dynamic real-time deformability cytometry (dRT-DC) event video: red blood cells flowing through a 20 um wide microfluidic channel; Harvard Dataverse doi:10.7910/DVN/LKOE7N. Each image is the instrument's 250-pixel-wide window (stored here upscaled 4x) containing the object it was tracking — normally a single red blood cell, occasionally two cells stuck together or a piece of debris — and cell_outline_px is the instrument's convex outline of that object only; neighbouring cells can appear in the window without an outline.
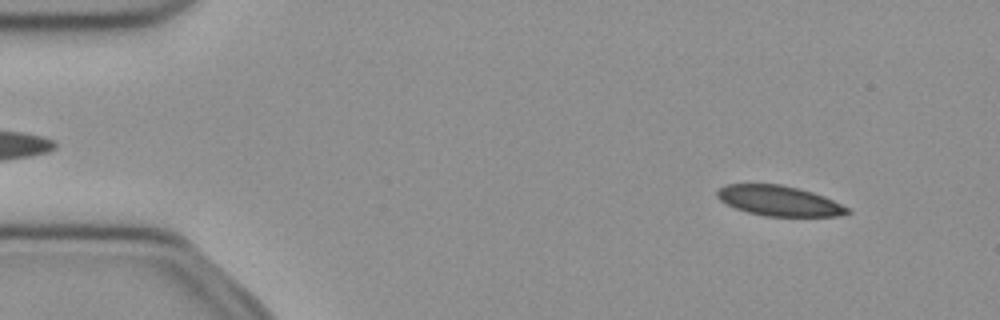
{"species": "common noctule bat (a hibernating species)", "species_latin": "Nyctalus noctula", "temperature_condition": "cold", "stored_images_in_passage": 51, "camera_frame_rate_fps": 3000, "um_per_image_px": 0.085, "animal": {"sex": "female", "body_mass_g": 21.9}, "frame": {"image": 1, "passage_image": 5, "time_ms": 1.333, "image_size_px": [1000, 320], "cell_outline_px": [[852, 212], [840, 216], [764, 216], [748, 212], [736, 208], [720, 200], [716, 196], [716, 192], [720, 188], [728, 184], [780, 184], [800, 188], [824, 196], [848, 208]], "centroid_in_image_um": [66.23, 17.07], "position_along_channel_um": 18.8, "area_um2": 22.77}}
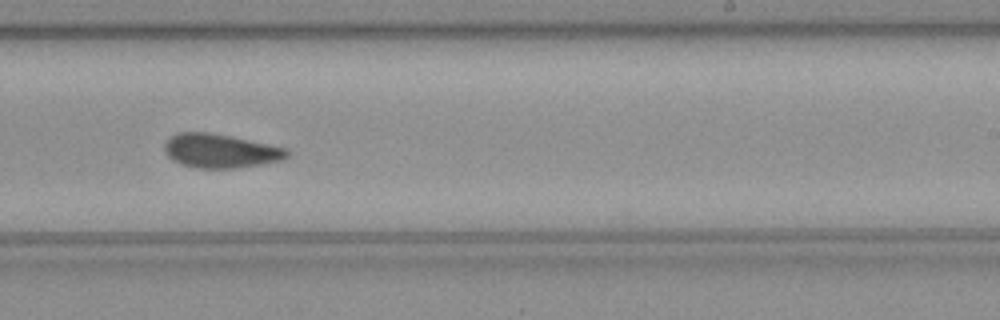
{"frame": {"image": 2, "passage_image": 31, "time_ms": 10.0, "image_size_px": [1000, 320], "cell_outline_px": [[292, 152], [284, 160], [236, 168], [196, 168], [180, 164], [172, 160], [164, 152], [164, 144], [172, 136], [180, 132], [208, 132], [288, 148]], "centroid_in_image_um": [18.75, 12.84], "position_along_channel_um": 270.3, "area_um2": 24.22}}
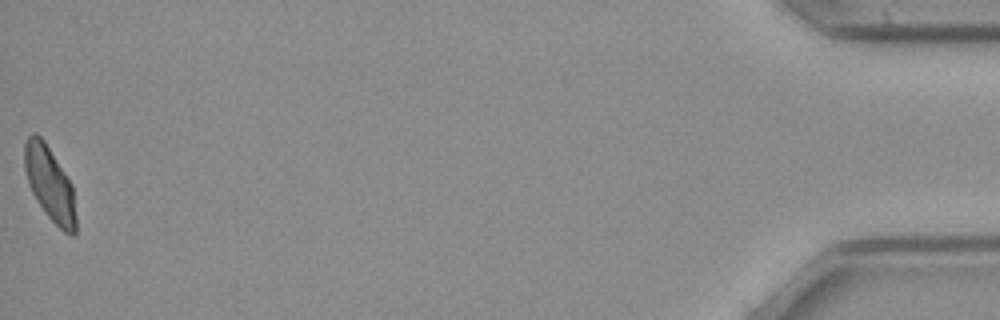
{"frame": {"image": 3, "passage_image": 51, "time_ms": 16.667, "image_size_px": [1000, 320], "cell_outline_px": [[76, 232], [72, 236], [64, 232], [48, 216], [32, 192], [24, 168], [24, 144], [28, 136], [32, 132], [36, 132], [44, 140], [72, 184], [76, 216]], "centroid_in_image_um": [4.23, 15.6], "position_along_channel_um": 431.0, "area_um2": 22.02}, "authors_computed_cell_mechanics": {"area_um2": 24.1604, "velocity_mm_per_s": 3.9616, "shape_relaxation_time_tau1_ms": 7.6056, "shape_relaxation_time_tau2_ms": 3.5079, "deformation_change_tau1": 0.1565, "deformation_change_tau2": 0.0925}}